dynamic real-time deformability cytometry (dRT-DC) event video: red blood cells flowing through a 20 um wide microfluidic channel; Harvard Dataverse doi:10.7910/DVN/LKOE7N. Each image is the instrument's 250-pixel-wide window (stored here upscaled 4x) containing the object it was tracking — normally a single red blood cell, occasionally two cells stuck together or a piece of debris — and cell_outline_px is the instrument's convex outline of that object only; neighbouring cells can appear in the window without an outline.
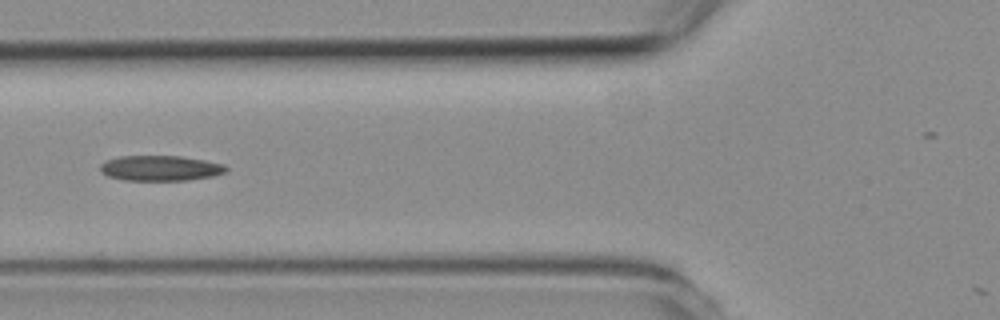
{"species": "common noctule bat (a hibernating species)", "species_latin": "Nyctalus noctula", "temperature_condition": "room temperature", "stored_images_in_passage": 6, "camera_frame_rate_fps": 3000, "um_per_image_px": 0.085, "animal": {"sex": "female", "body_mass_g": 19.3, "forearm_length_mm": 54.1}, "frame": {"image": 1, "passage_image": 4, "time_ms": 4.333, "image_size_px": [1000, 320], "cell_outline_px": [[228, 172], [212, 176], [188, 180], [124, 180], [108, 176], [100, 172], [100, 164], [104, 160], [120, 156], [180, 156], [204, 160], [224, 164], [228, 168]], "centroid_in_image_um": [13.62, 14.29], "position_along_channel_um": 112.2, "area_um2": 18.67}}
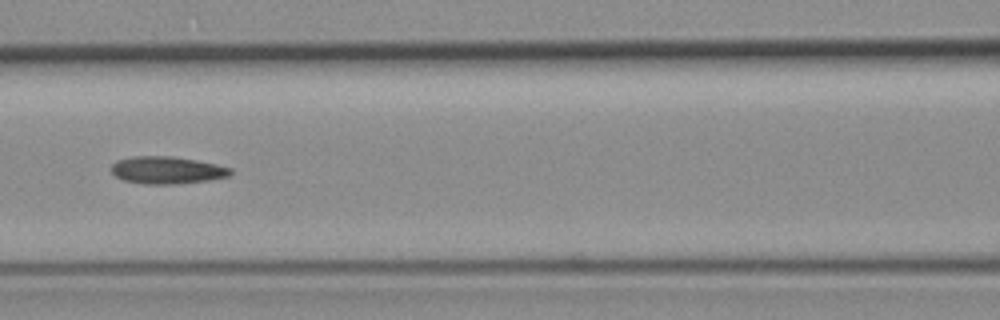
{"frame": {"image": 2, "passage_image": 5, "time_ms": 5.333, "image_size_px": [1000, 320], "cell_outline_px": [[232, 172], [228, 176], [208, 180], [176, 184], [144, 184], [124, 180], [116, 176], [108, 168], [116, 160], [132, 156], [172, 156], [196, 160], [216, 164], [232, 168]], "centroid_in_image_um": [14.15, 14.45], "position_along_channel_um": 152.4, "area_um2": 19.07}}